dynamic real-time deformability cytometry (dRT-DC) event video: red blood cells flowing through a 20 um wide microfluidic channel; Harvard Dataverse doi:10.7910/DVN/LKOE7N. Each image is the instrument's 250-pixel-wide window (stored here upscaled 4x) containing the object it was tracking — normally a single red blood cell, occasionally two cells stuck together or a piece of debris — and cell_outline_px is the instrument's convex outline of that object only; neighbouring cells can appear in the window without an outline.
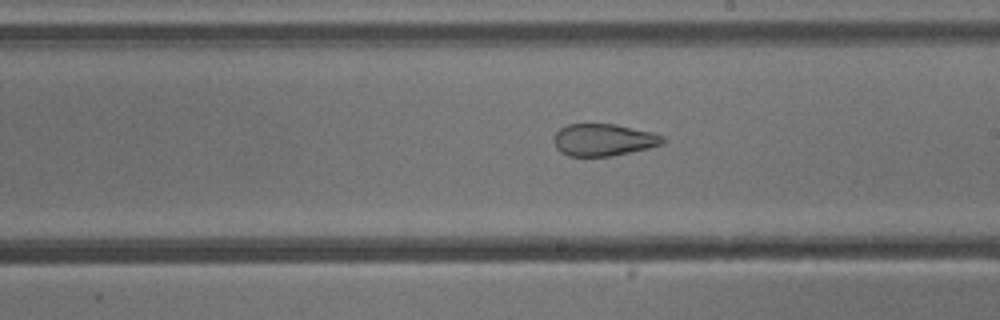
{"species": "common noctule bat (a hibernating species)", "species_latin": "Nyctalus noctula", "temperature_condition": "cold", "stored_images_in_passage": 38, "camera_frame_rate_fps": 3000, "um_per_image_px": 0.085, "animal": {"sex": "male", "body_mass_g": 13.3}, "frame": {"image": 1, "passage_image": 27, "time_ms": 8.667, "image_size_px": [1000, 320], "cell_outline_px": [[664, 144], [648, 148], [612, 156], [568, 156], [560, 152], [556, 148], [552, 140], [556, 132], [560, 128], [568, 124], [616, 124], [652, 132], [664, 136]], "centroid_in_image_um": [51.28, 11.89], "position_along_channel_um": 237.7, "area_um2": 20.52}}